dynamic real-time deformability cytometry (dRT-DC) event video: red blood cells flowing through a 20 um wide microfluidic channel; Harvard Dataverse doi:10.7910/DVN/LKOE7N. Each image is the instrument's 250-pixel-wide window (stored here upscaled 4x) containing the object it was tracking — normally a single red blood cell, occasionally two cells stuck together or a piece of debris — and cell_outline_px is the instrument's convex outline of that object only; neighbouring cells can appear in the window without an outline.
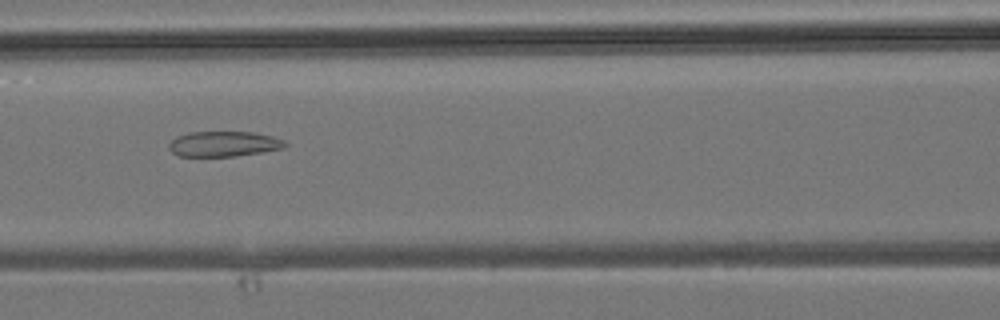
{"species": "common noctule bat (a hibernating species)", "species_latin": "Nyctalus noctula", "temperature_condition": "room temperature", "stored_images_in_passage": 45, "camera_frame_rate_fps": 3000, "um_per_image_px": 0.085, "animal": {"sex": "male", "body_mass_g": 19.2, "forearm_length_mm": 51.8}, "frame": {"image": 1, "passage_image": 20, "time_ms": 6.333, "image_size_px": [1000, 320], "cell_outline_px": [[288, 144], [284, 148], [236, 156], [180, 156], [172, 152], [168, 148], [168, 144], [176, 136], [188, 132], [252, 132], [272, 136], [284, 140]], "centroid_in_image_um": [19.01, 12.23], "position_along_channel_um": 147.6, "area_um2": 17.11}}
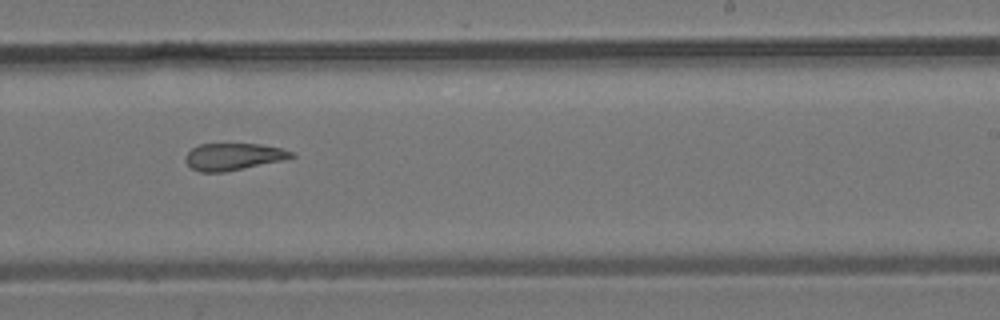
{"frame": {"image": 2, "passage_image": 28, "time_ms": 9.0, "image_size_px": [1000, 320], "cell_outline_px": [[296, 156], [284, 160], [224, 172], [200, 172], [192, 168], [184, 160], [184, 156], [192, 148], [200, 144], [260, 144], [280, 148], [292, 152]], "centroid_in_image_um": [19.82, 13.31], "position_along_channel_um": 269.2, "area_um2": 16.59}}
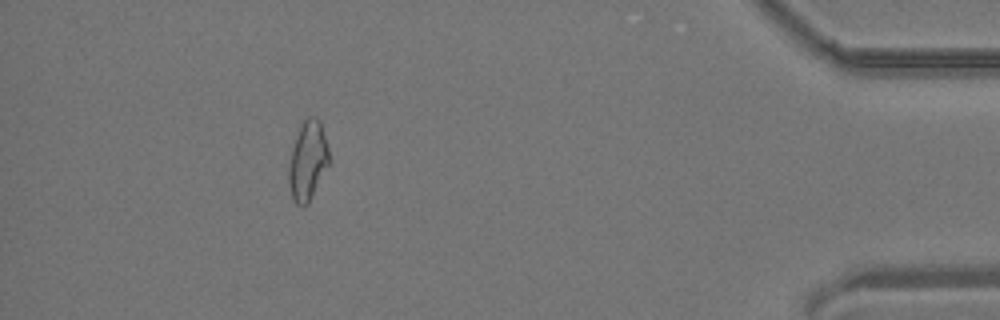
{"frame": {"image": 3, "passage_image": 41, "time_ms": 13.333, "image_size_px": [1000, 320], "cell_outline_px": [[328, 164], [308, 204], [296, 204], [292, 200], [288, 180], [288, 168], [292, 148], [300, 124], [308, 116], [316, 116], [320, 120], [328, 148]], "centroid_in_image_um": [26.13, 13.63], "position_along_channel_um": 409.1, "area_um2": 18.38}}